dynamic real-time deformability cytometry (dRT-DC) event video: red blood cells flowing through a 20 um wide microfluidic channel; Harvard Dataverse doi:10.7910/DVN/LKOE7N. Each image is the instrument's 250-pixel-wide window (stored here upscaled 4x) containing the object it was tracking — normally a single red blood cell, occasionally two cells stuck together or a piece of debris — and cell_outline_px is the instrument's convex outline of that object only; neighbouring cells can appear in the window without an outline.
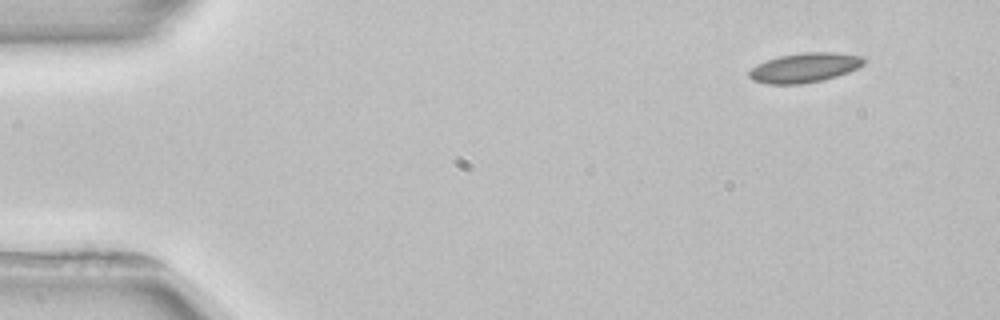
{"species": "common noctule bat (a hibernating species)", "species_latin": "Nyctalus noctula", "temperature_condition": "room temperature", "stored_images_in_passage": 4, "camera_frame_rate_fps": 3000, "um_per_image_px": 0.085, "animal": {"sex": "female", "body_mass_g": 22.7, "forearm_length_mm": 54.2}, "frame": {"image": 1, "passage_image": 1, "time_ms": 0.0, "image_size_px": [1000, 320], "cell_outline_px": [[864, 64], [848, 72], [836, 76], [820, 80], [800, 84], [768, 84], [752, 80], [748, 76], [748, 72], [756, 64], [780, 56], [804, 52], [832, 52], [860, 56], [864, 60]], "centroid_in_image_um": [68.34, 5.75], "position_along_channel_um": 16.7, "area_um2": 19.48}}
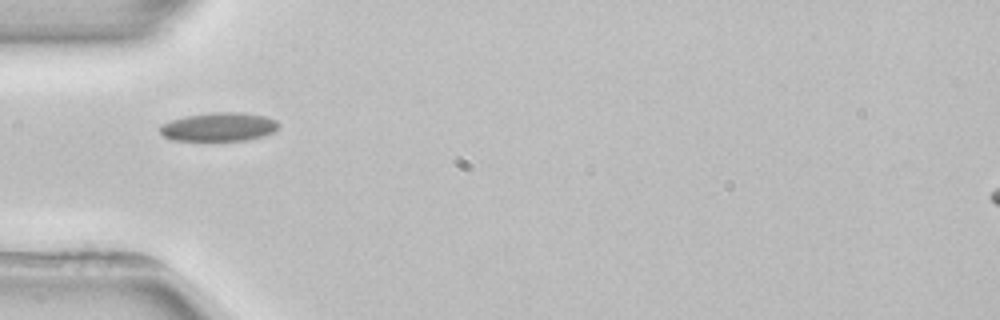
{"frame": {"image": 2, "passage_image": 4, "time_ms": 4.0, "image_size_px": [1000, 320], "cell_outline_px": [[280, 128], [264, 136], [244, 140], [172, 140], [164, 136], [160, 132], [160, 124], [184, 116], [212, 112], [240, 112], [264, 116], [276, 120], [280, 124]], "centroid_in_image_um": [18.62, 10.78], "position_along_channel_um": 66.4, "area_um2": 19.83}}